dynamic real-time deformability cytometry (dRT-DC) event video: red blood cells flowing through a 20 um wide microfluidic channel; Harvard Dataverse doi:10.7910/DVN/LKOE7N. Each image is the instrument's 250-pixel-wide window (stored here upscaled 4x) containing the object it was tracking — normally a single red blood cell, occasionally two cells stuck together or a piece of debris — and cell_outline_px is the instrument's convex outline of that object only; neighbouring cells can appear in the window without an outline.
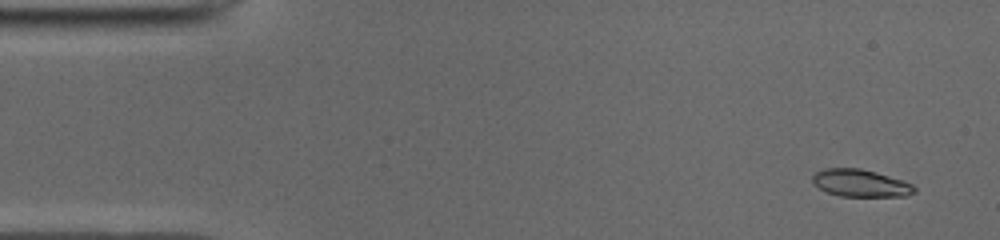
{"species": "common noctule bat (a hibernating species)", "species_latin": "Nyctalus noctula", "temperature_condition": "cold", "stored_images_in_passage": 50, "camera_frame_rate_fps": 3000, "um_per_image_px": 0.085, "animal": {"sex": "male", "body_mass_g": 19.0, "forearm_length_mm": 50.8}, "frame": {"image": 1, "passage_image": 3, "time_ms": 0.667, "image_size_px": [1000, 240], "cell_outline_px": [[916, 192], [908, 196], [840, 196], [828, 192], [812, 184], [812, 176], [816, 172], [824, 168], [860, 168], [876, 172], [904, 180], [912, 184], [916, 188]], "centroid_in_image_um": [73.16, 15.56], "position_along_channel_um": 11.8, "area_um2": 16.36}}
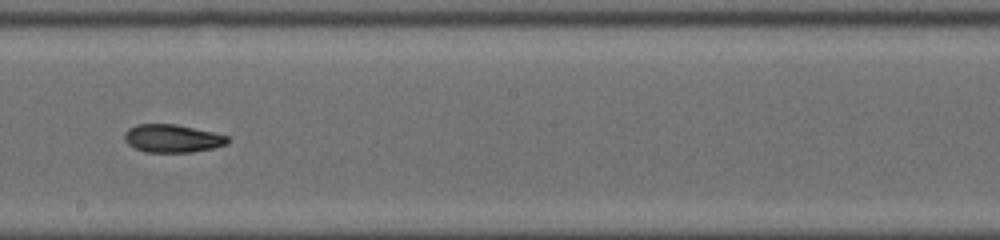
{"frame": {"image": 2, "passage_image": 28, "time_ms": 9.0, "image_size_px": [1000, 240], "cell_outline_px": [[228, 144], [212, 148], [192, 152], [144, 152], [128, 144], [124, 140], [124, 132], [128, 128], [136, 124], [176, 124], [212, 132], [228, 136]], "centroid_in_image_um": [14.62, 11.76], "position_along_channel_um": 233.6, "area_um2": 16.82}}
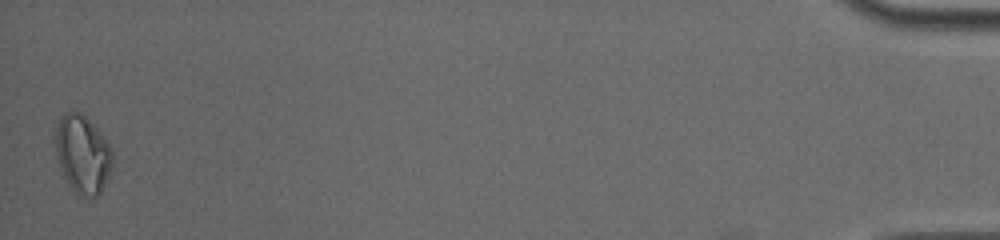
{"frame": {"image": 3, "passage_image": 50, "time_ms": 16.333, "image_size_px": [1000, 240], "cell_outline_px": [[112, 164], [104, 184], [100, 192], [96, 196], [80, 196], [72, 188], [64, 176], [60, 168], [56, 156], [52, 136], [60, 116], [64, 112], [80, 112], [100, 132], [112, 148]], "centroid_in_image_um": [6.97, 13.06], "position_along_channel_um": 428.2, "area_um2": 25.95}, "authors_computed_cell_mechanics": {"area_um2": 17.34, "velocity_mm_per_s": 3.9602, "shape_relaxation_time_tau1_ms": 3.1449, "shape_relaxation_time_tau2_ms": 5.9444, "deformation_change_tau1": 0.1243, "deformation_change_tau2": 0.1046}}